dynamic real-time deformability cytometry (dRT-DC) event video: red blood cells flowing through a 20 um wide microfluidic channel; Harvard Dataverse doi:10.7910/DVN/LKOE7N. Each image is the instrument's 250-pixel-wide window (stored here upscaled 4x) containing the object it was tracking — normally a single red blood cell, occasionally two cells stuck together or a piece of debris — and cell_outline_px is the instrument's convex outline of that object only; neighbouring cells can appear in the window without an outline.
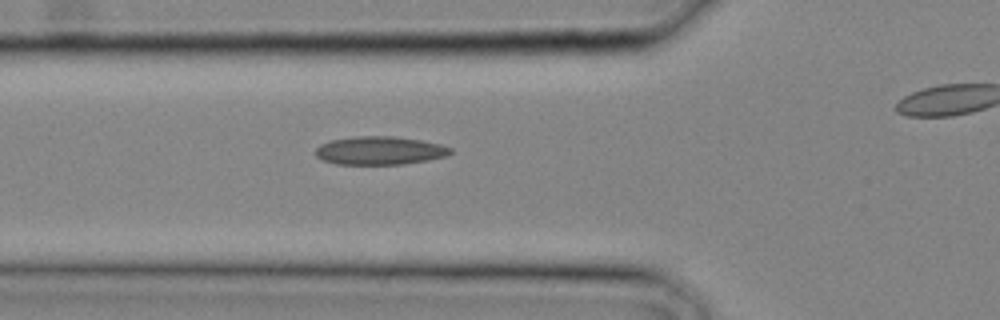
{"species": "common noctule bat (a hibernating species)", "species_latin": "Nyctalus noctula", "temperature_condition": "cold", "stored_images_in_passage": 12, "camera_frame_rate_fps": 3000, "um_per_image_px": 0.085, "animal": {"sex": "male", "body_mass_g": 20.4}, "frame": {"image": 1, "passage_image": 9, "time_ms": 2.667, "image_size_px": [1000, 320], "cell_outline_px": [[452, 152], [448, 156], [428, 160], [400, 164], [336, 164], [324, 160], [316, 156], [316, 148], [320, 144], [328, 140], [356, 136], [392, 136], [420, 140], [440, 144], [452, 148]], "centroid_in_image_um": [32.27, 12.79], "position_along_channel_um": 93.5, "area_um2": 22.25}}